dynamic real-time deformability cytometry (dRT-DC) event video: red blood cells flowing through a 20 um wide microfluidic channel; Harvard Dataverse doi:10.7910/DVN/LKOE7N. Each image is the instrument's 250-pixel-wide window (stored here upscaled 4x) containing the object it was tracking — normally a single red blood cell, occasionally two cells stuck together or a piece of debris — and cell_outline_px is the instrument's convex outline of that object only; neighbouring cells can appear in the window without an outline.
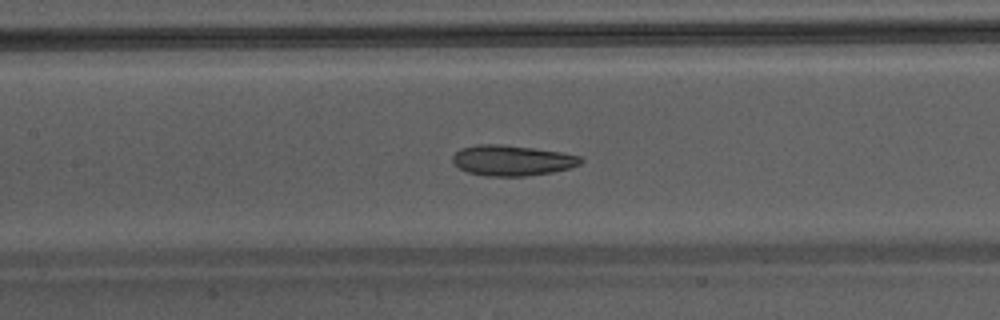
{"species": "Egyptian fruit bat (a non-hibernating species)", "species_latin": "Rousettus aegyptiacus", "temperature_condition": "warm", "stored_images_in_passage": 48, "camera_frame_rate_fps": 3000, "um_per_image_px": 0.085, "animal": {"sex": "male"}, "frame": {"image": 1, "passage_image": 24, "time_ms": 7.667, "image_size_px": [1000, 320], "cell_outline_px": [[584, 160], [580, 164], [568, 168], [552, 172], [524, 176], [484, 176], [468, 172], [460, 168], [452, 160], [452, 156], [460, 148], [476, 144], [500, 144], [532, 148], [560, 152], [580, 156]], "centroid_in_image_um": [43.5, 13.63], "position_along_channel_um": 163.9, "area_um2": 22.66}}
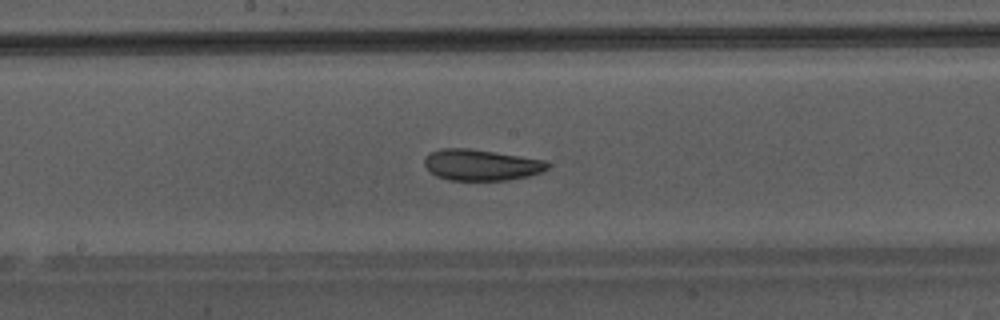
{"frame": {"image": 2, "passage_image": 27, "time_ms": 8.667, "image_size_px": [1000, 320], "cell_outline_px": [[548, 168], [540, 172], [528, 176], [508, 180], [448, 180], [436, 176], [424, 164], [424, 156], [440, 148], [468, 148], [544, 160], [548, 164]], "centroid_in_image_um": [40.86, 14.02], "position_along_channel_um": 207.3, "area_um2": 22.08}}
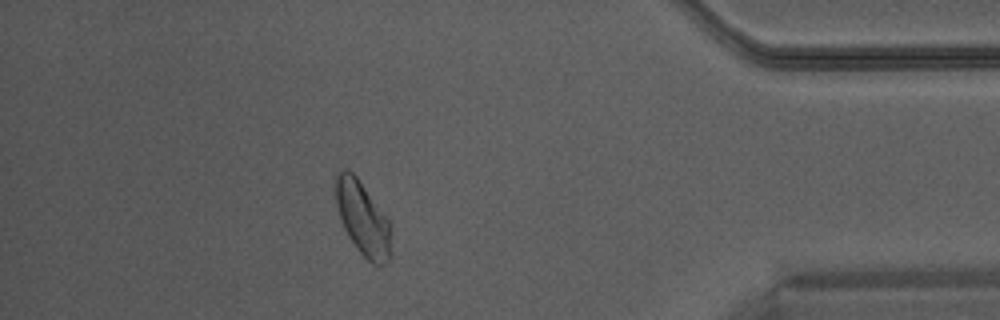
{"frame": {"image": 3, "passage_image": 43, "time_ms": 14.0, "image_size_px": [1000, 320], "cell_outline_px": [[388, 264], [372, 264], [356, 248], [348, 236], [340, 220], [336, 204], [336, 172], [344, 168], [348, 168], [356, 176], [388, 216]], "centroid_in_image_um": [30.78, 18.5], "position_along_channel_um": 404.4, "area_um2": 23.47}}